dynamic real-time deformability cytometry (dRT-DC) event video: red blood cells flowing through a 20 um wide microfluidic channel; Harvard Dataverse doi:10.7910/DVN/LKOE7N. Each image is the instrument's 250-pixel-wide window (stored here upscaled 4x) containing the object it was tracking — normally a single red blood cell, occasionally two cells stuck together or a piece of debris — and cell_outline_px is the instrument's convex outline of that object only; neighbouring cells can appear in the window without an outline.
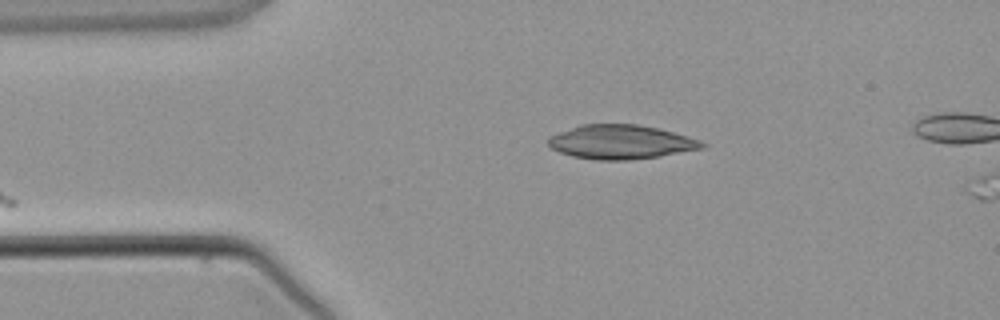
{"species": "common noctule bat (a hibernating species)", "species_latin": "Nyctalus noctula", "temperature_condition": "warm", "stored_images_in_passage": 2, "camera_frame_rate_fps": 3000, "um_per_image_px": 0.085, "animal": {"sex": "male", "body_mass_g": 21.5, "forearm_length_mm": 52.0}, "frame": {"image": 1, "passage_image": 2, "time_ms": 1.333, "image_size_px": [1000, 320], "cell_outline_px": [[708, 144], [704, 148], [660, 156], [628, 160], [596, 160], [572, 156], [560, 152], [552, 148], [548, 144], [548, 136], [580, 124], [636, 124], [660, 128], [688, 136], [700, 140]], "centroid_in_image_um": [52.78, 12.06], "position_along_channel_um": 32.2, "area_um2": 30.75}}